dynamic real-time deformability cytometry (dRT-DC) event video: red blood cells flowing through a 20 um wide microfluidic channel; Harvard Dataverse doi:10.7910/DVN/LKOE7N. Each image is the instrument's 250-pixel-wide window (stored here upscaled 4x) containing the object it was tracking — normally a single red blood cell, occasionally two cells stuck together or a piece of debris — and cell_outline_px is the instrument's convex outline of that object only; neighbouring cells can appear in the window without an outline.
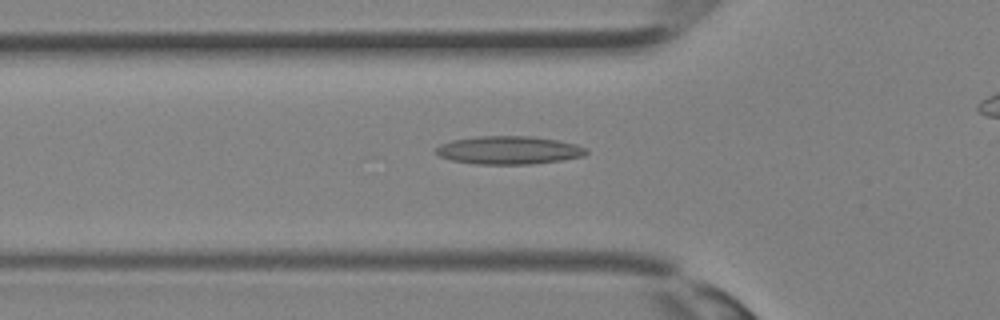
{"species": "Egyptian fruit bat (a non-hibernating species)", "species_latin": "Rousettus aegyptiacus", "temperature_condition": "room temperature", "stored_images_in_passage": 23, "camera_frame_rate_fps": 3000, "um_per_image_px": 0.085, "animal": {"sex": "female"}, "frame": {"image": 1, "passage_image": 6, "time_ms": 1.667, "image_size_px": [1000, 320], "cell_outline_px": [[588, 152], [584, 156], [564, 160], [532, 164], [476, 164], [452, 160], [440, 156], [436, 152], [436, 148], [440, 144], [452, 140], [480, 136], [532, 136], [556, 140], [576, 144], [588, 148]], "centroid_in_image_um": [43.29, 12.77], "position_along_channel_um": 82.5, "area_um2": 24.68}}
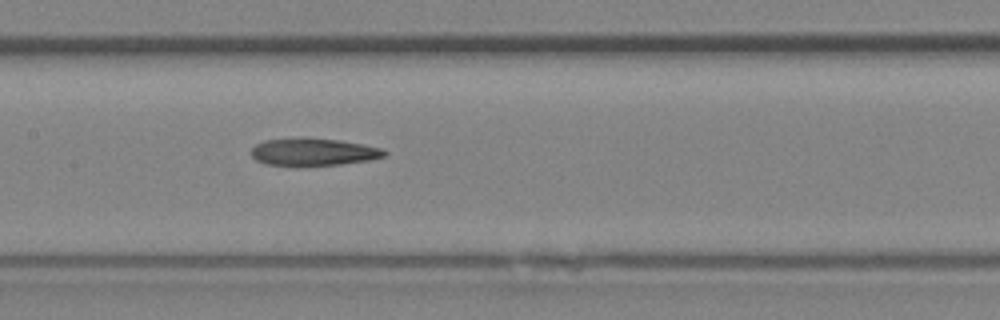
{"frame": {"image": 2, "passage_image": 11, "time_ms": 3.333, "image_size_px": [1000, 320], "cell_outline_px": [[388, 152], [384, 156], [372, 160], [340, 164], [268, 164], [256, 160], [252, 156], [252, 148], [256, 144], [264, 140], [300, 136], [336, 140], [360, 144], [380, 148]], "centroid_in_image_um": [26.62, 12.88], "position_along_channel_um": 180.8, "area_um2": 20.92}}
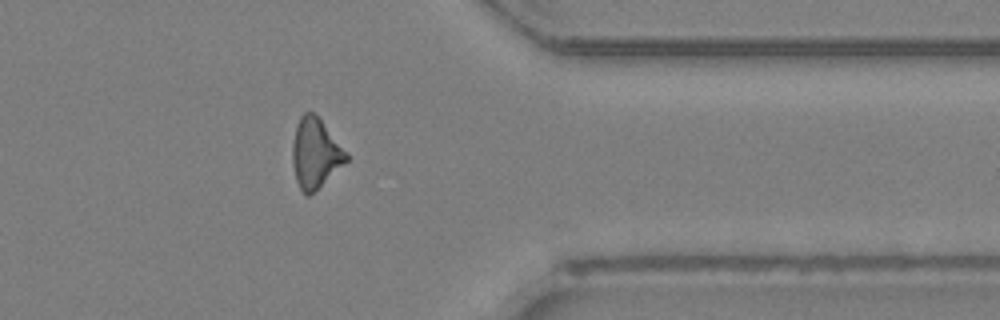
{"frame": {"image": 3, "passage_image": 22, "time_ms": 7.0, "image_size_px": [1000, 320], "cell_outline_px": [[348, 160], [308, 196], [300, 188], [296, 180], [292, 164], [292, 144], [296, 124], [300, 116], [304, 112], [312, 112], [320, 120], [348, 152]], "centroid_in_image_um": [26.78, 13.0], "position_along_channel_um": 384.6, "area_um2": 21.5}}